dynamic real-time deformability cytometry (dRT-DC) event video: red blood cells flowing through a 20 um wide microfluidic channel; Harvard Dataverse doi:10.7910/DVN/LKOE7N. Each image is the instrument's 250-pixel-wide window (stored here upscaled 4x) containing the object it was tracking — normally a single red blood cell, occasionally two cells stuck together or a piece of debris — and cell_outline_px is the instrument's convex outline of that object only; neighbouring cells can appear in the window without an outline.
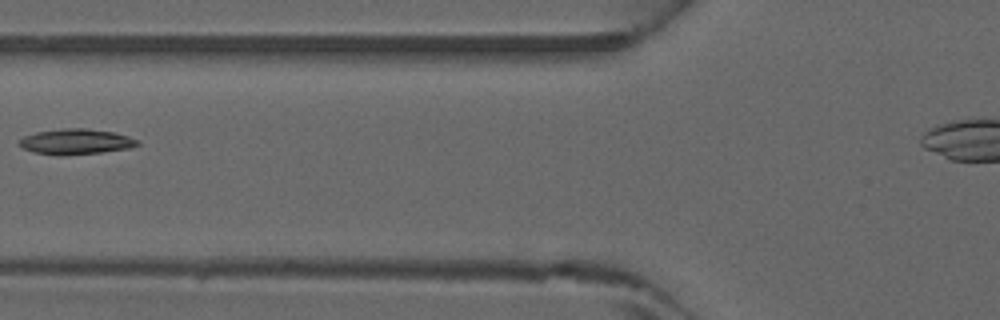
{"species": "common noctule bat (a hibernating species)", "species_latin": "Nyctalus noctula", "temperature_condition": "warm", "stored_images_in_passage": 3, "camera_frame_rate_fps": 3000, "um_per_image_px": 0.085, "animal": {"sex": "male", "forearm_length_mm": 52.5}, "frame": {"image": 1, "passage_image": 3, "time_ms": 0.667, "image_size_px": [1000, 320], "cell_outline_px": [[140, 144], [132, 148], [100, 152], [32, 152], [16, 144], [16, 140], [24, 136], [36, 132], [64, 128], [88, 128], [112, 132], [128, 136], [140, 140]], "centroid_in_image_um": [6.48, 11.98], "position_along_channel_um": 119.3, "area_um2": 16.82}}